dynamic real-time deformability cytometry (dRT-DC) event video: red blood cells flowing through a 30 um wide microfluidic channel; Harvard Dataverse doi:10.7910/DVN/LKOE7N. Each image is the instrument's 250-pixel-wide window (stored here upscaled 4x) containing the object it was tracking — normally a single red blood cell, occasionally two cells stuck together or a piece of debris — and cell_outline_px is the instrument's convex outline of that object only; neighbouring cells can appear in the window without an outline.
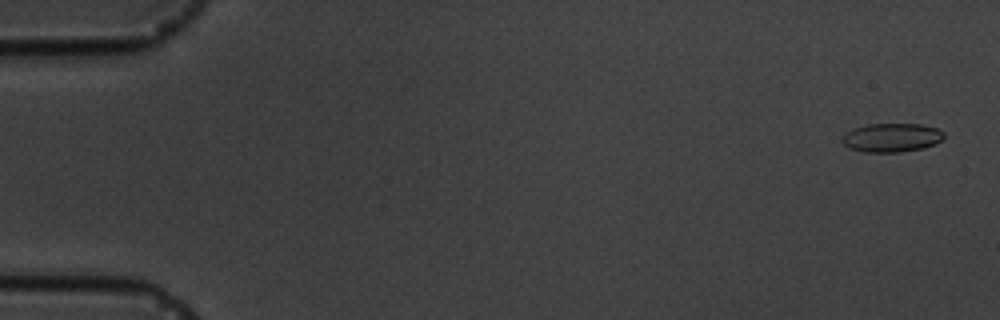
{"species": "common noctule bat (a hibernating species)", "species_latin": "Nyctalus noctula", "temperature_condition": "cold", "stored_images_in_passage": 6, "camera_frame_rate_fps": 3000, "um_per_image_px": 0.085, "animal": {"sex": "male", "body_mass_g": 19.5, "forearm_length_mm": 54.6}, "frame": {"image": 1, "passage_image": 1, "time_ms": 0.0, "image_size_px": [1000, 320], "cell_outline_px": [[944, 136], [936, 144], [920, 148], [900, 152], [864, 152], [848, 148], [840, 140], [840, 136], [844, 132], [852, 128], [868, 124], [920, 124], [940, 128], [944, 132]], "centroid_in_image_um": [75.74, 11.69], "position_along_channel_um": 9.3, "area_um2": 17.34}}
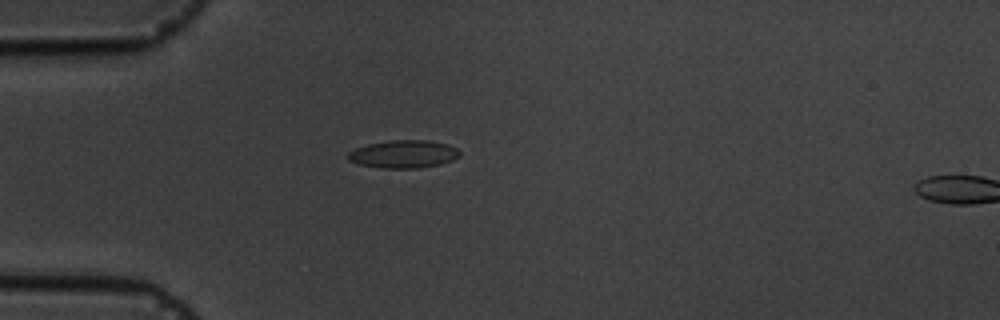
{"frame": {"image": 2, "passage_image": 5, "time_ms": 4.667, "image_size_px": [1000, 320], "cell_outline_px": [[460, 156], [452, 160], [440, 164], [416, 168], [380, 168], [360, 164], [348, 160], [348, 152], [356, 148], [368, 144], [392, 140], [428, 140], [448, 144], [456, 148], [460, 152]], "centroid_in_image_um": [34.31, 13.09], "position_along_channel_um": 50.7, "area_um2": 18.03}}